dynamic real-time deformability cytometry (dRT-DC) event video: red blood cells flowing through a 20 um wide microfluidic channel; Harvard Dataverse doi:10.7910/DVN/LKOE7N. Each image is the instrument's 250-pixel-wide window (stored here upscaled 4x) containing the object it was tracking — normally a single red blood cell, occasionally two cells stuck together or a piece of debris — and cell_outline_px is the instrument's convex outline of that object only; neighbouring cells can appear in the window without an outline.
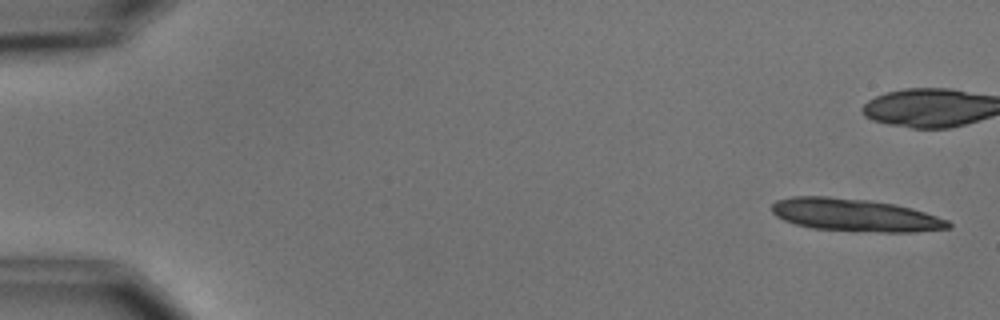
{"species": "common noctule bat (a hibernating species)", "species_latin": "Nyctalus noctula", "temperature_condition": "cold", "stored_images_in_passage": 5, "camera_frame_rate_fps": 3000, "um_per_image_px": 0.085, "animal": {"sex": "male", "body_mass_g": 15.6}, "frame": {"image": 1, "passage_image": 1, "time_ms": 0.0, "image_size_px": [1000, 320], "cell_outline_px": [[952, 228], [916, 232], [880, 232], [812, 228], [796, 224], [784, 220], [776, 216], [772, 212], [772, 204], [776, 200], [792, 196], [828, 196], [868, 200], [896, 204], [912, 208], [948, 220], [952, 224]], "centroid_in_image_um": [72.69, 18.27], "position_along_channel_um": 12.3, "area_um2": 33.64}}